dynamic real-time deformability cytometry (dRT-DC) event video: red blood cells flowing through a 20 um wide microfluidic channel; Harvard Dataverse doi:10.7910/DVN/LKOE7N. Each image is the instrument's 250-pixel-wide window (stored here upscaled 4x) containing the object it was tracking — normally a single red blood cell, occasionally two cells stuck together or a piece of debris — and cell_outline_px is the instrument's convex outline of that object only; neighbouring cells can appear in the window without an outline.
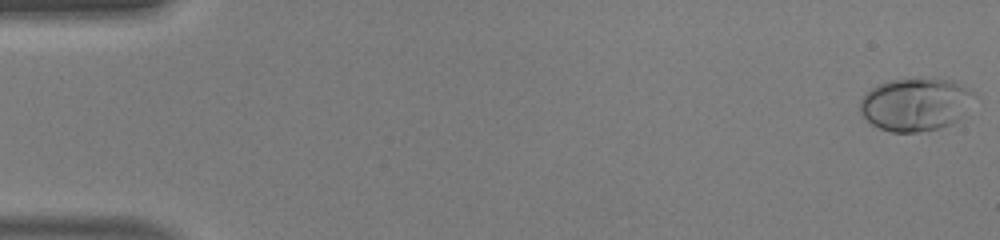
{"species": "human", "species_latin": "Homo sapiens", "temperature_condition": "warm", "stored_images_in_passage": 50, "camera_frame_rate_fps": 3000, "um_per_image_px": 0.085, "donor": {"sex": "male"}, "frame": {"image": 1, "passage_image": 1, "time_ms": 0.0, "image_size_px": [1000, 240], "cell_outline_px": [[972, 92], [960, 116], [952, 124], [936, 128], [916, 132], [892, 132], [880, 128], [872, 124], [860, 112], [860, 100], [872, 88], [888, 80], [916, 76], [932, 76], [956, 80], [972, 88]], "centroid_in_image_um": [77.79, 8.8], "position_along_channel_um": 7.2, "area_um2": 35.32}}
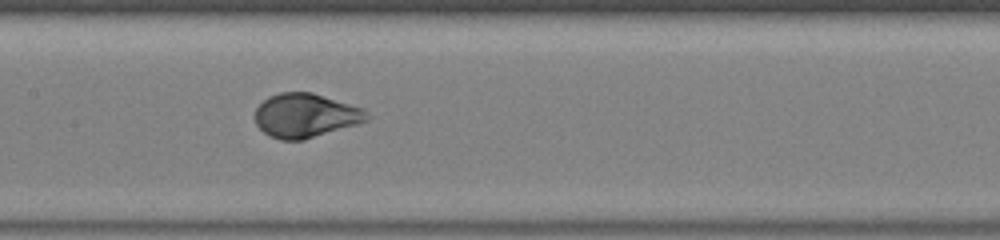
{"frame": {"image": 2, "passage_image": 25, "time_ms": 8.0, "image_size_px": [1000, 240], "cell_outline_px": [[372, 116], [368, 120], [356, 124], [304, 140], [280, 140], [268, 136], [256, 124], [256, 108], [268, 96], [280, 92], [312, 92], [364, 108]], "centroid_in_image_um": [25.98, 9.81], "position_along_channel_um": 181.4, "area_um2": 28.78}}
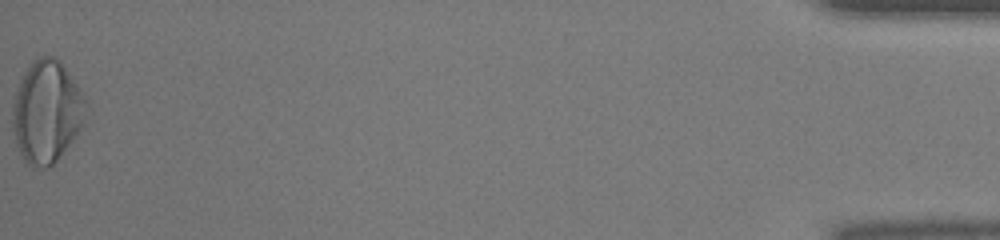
{"frame": {"image": 3, "passage_image": 50, "time_ms": 16.333, "image_size_px": [1000, 240], "cell_outline_px": [[88, 108], [84, 124], [56, 160], [48, 168], [32, 168], [24, 160], [16, 144], [12, 128], [12, 104], [20, 76], [32, 60], [40, 56], [52, 56], [60, 60], [88, 100]], "centroid_in_image_um": [3.96, 9.47], "position_along_channel_um": 431.2, "area_um2": 44.33}, "authors_computed_cell_mechanics": {"area_um2": 29.9404, "velocity_mm_per_s": 4.1887, "shape_relaxation_time_tau1_ms": 2.9153, "shape_relaxation_time_tau2_ms": null, "deformation_change_tau1": 0.1988, "deformation_change_tau2": null}}